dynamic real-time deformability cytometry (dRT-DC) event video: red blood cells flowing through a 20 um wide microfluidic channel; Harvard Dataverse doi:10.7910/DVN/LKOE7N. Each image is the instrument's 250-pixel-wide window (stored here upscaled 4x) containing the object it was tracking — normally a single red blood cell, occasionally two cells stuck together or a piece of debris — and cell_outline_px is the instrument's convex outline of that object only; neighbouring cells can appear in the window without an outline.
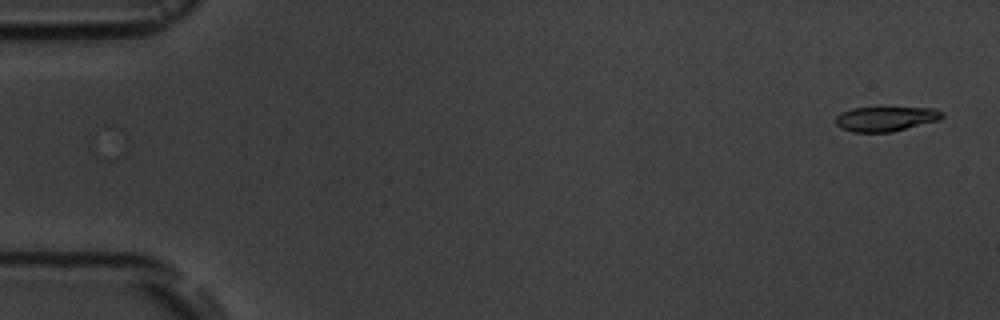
{"species": "common noctule bat (a hibernating species)", "species_latin": "Nyctalus noctula", "temperature_condition": "room temperature", "stored_images_in_passage": 4, "camera_frame_rate_fps": 3000, "um_per_image_px": 0.085, "animal": {"sex": "male", "body_mass_g": 19.5, "forearm_length_mm": 54.6}, "frame": {"image": 1, "passage_image": 1, "time_ms": 0.0, "image_size_px": [1000, 320], "cell_outline_px": [[944, 116], [940, 120], [892, 132], [852, 132], [840, 128], [836, 124], [836, 116], [852, 108], [936, 108], [944, 112]], "centroid_in_image_um": [75.33, 10.11], "position_along_channel_um": 9.7, "area_um2": 15.32}}